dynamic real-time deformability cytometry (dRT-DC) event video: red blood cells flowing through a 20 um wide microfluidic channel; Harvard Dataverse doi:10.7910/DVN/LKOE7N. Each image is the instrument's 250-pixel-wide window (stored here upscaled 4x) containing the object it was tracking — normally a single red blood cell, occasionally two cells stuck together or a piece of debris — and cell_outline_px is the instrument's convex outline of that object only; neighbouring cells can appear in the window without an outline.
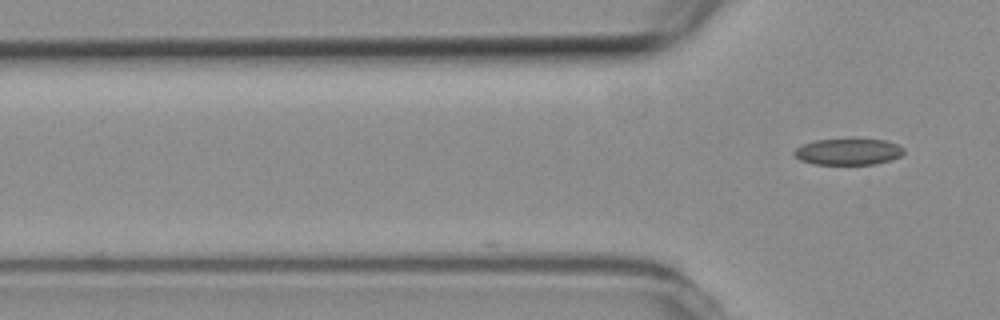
{"species": "common noctule bat (a hibernating species)", "species_latin": "Nyctalus noctula", "temperature_condition": "room temperature", "stored_images_in_passage": 3, "camera_frame_rate_fps": 3000, "um_per_image_px": 0.085, "animal": {"sex": "female", "body_mass_g": 19.3, "forearm_length_mm": 54.1}, "frame": {"image": 1, "passage_image": 3, "time_ms": 0.667, "image_size_px": [1000, 320], "cell_outline_px": [[904, 152], [900, 156], [876, 164], [812, 164], [800, 160], [792, 152], [800, 144], [812, 140], [852, 136], [888, 140], [904, 148]], "centroid_in_image_um": [72.07, 12.83], "position_along_channel_um": 53.7, "area_um2": 17.8}}